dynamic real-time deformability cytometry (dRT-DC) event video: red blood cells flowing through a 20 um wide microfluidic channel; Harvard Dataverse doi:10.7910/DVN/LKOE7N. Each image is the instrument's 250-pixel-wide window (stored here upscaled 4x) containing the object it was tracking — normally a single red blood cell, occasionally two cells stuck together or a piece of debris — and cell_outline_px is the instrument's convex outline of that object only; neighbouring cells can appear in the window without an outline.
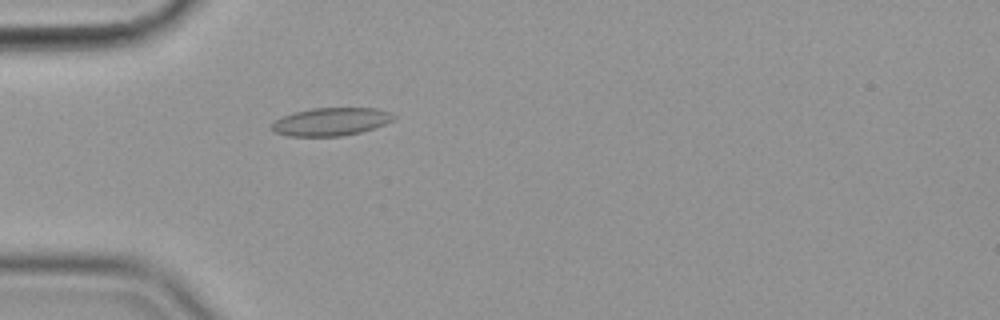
{"species": "common noctule bat (a hibernating species)", "species_latin": "Nyctalus noctula", "temperature_condition": "cold", "stored_images_in_passage": 47, "camera_frame_rate_fps": 3000, "um_per_image_px": 0.085, "animal": {"sex": "female", "body_mass_g": 19.9}, "frame": {"image": 1, "passage_image": 8, "time_ms": 2.333, "image_size_px": [1000, 320], "cell_outline_px": [[396, 116], [392, 120], [384, 124], [360, 132], [340, 136], [288, 136], [272, 132], [268, 128], [280, 116], [292, 112], [312, 108], [376, 108], [392, 112]], "centroid_in_image_um": [28.06, 10.34], "position_along_channel_um": 56.9, "area_um2": 20.06}}
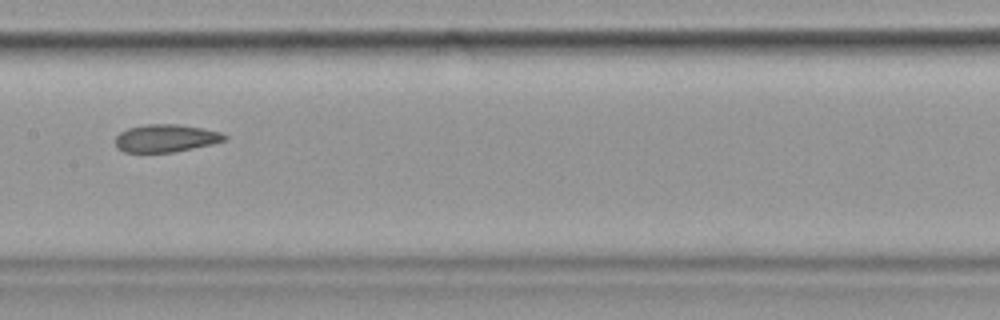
{"frame": {"image": 2, "passage_image": 20, "time_ms": 6.333, "image_size_px": [1000, 320], "cell_outline_px": [[228, 140], [212, 144], [172, 152], [124, 152], [116, 148], [116, 136], [120, 132], [128, 128], [144, 124], [176, 124], [200, 128], [220, 132], [228, 136]], "centroid_in_image_um": [14.09, 11.75], "position_along_channel_um": 193.3, "area_um2": 17.57}}
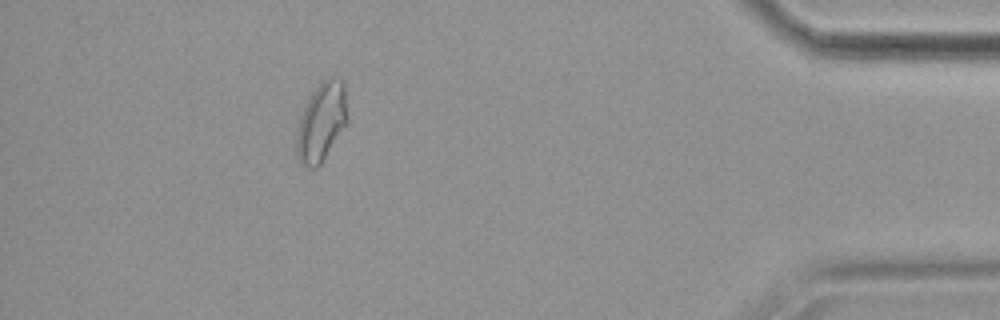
{"frame": {"image": 3, "passage_image": 42, "time_ms": 13.667, "image_size_px": [1000, 320], "cell_outline_px": [[348, 124], [320, 164], [316, 168], [308, 168], [300, 164], [296, 156], [296, 136], [300, 116], [312, 92], [320, 80], [328, 76], [340, 76], [344, 84], [348, 120]], "centroid_in_image_um": [27.33, 10.35], "position_along_channel_um": 407.9, "area_um2": 23.87}, "authors_computed_cell_mechanics": {"area_um2": 19.1318, "velocity_mm_per_s": 3.5767, "shape_relaxation_time_tau1_ms": null, "shape_relaxation_time_tau2_ms": 2.1653, "deformation_change_tau1": null, "deformation_change_tau2": 0.0838}}